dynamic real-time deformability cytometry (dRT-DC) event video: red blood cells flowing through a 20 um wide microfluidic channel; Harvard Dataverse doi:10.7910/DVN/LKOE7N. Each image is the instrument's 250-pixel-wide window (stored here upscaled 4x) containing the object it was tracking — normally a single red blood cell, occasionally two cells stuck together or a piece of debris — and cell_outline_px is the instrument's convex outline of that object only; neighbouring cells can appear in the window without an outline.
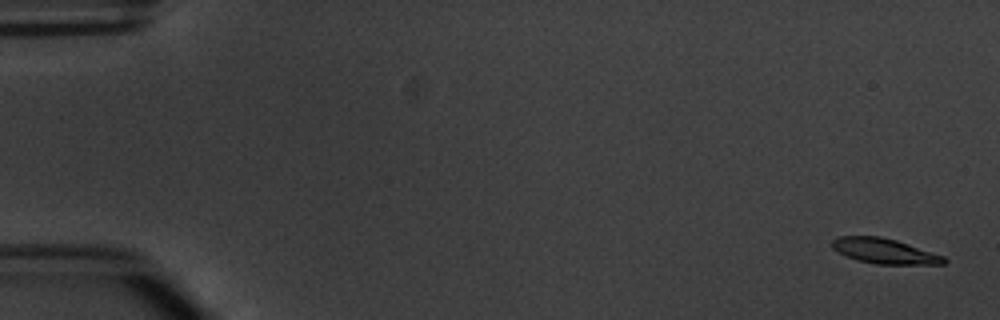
{"species": "common noctule bat (a hibernating species)", "species_latin": "Nyctalus noctula", "temperature_condition": "warm", "stored_images_in_passage": 4, "camera_frame_rate_fps": 3000, "um_per_image_px": 0.085, "animal": {"sex": "male", "body_mass_g": 20.1, "forearm_length_mm": 53.5}, "frame": {"image": 1, "passage_image": 1, "time_ms": 0.0, "image_size_px": [1000, 320], "cell_outline_px": [[948, 260], [944, 264], [876, 264], [856, 260], [832, 248], [832, 240], [836, 236], [880, 236], [896, 240], [944, 256]], "centroid_in_image_um": [75.18, 21.33], "position_along_channel_um": 9.8, "area_um2": 16.3}}
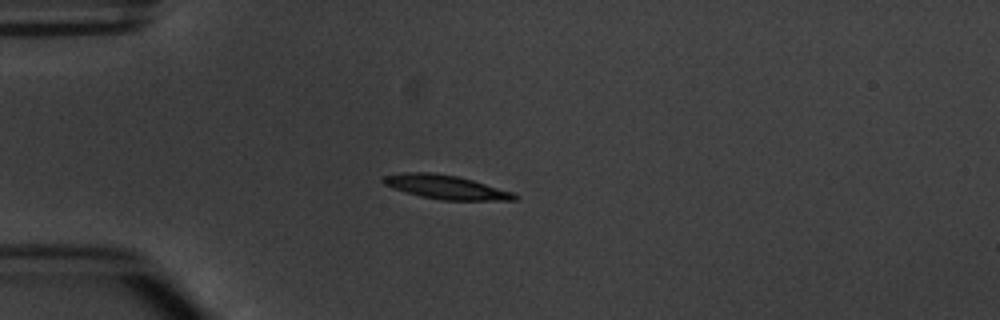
{"frame": {"image": 2, "passage_image": 4, "time_ms": 4.333, "image_size_px": [1000, 320], "cell_outline_px": [[520, 196], [516, 200], [440, 200], [420, 196], [392, 188], [384, 184], [380, 180], [384, 176], [400, 172], [432, 172], [456, 176], [472, 180], [512, 192]], "centroid_in_image_um": [37.85, 15.9], "position_along_channel_um": 47.1, "area_um2": 18.26}}